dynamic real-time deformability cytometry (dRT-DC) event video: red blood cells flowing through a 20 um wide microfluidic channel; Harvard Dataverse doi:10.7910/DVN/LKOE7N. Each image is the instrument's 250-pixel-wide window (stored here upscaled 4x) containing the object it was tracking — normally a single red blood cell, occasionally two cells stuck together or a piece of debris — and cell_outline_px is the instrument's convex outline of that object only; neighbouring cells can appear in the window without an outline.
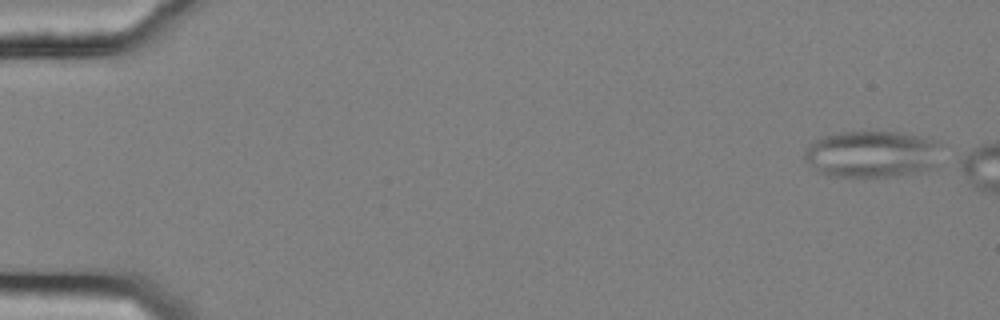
{"species": "common noctule bat (a hibernating species)", "species_latin": "Nyctalus noctula", "temperature_condition": "cold", "stored_images_in_passage": 3, "camera_frame_rate_fps": 3000, "um_per_image_px": 0.085, "animal": {"sex": "female", "body_mass_g": 25.1}, "frame": {"image": 1, "passage_image": 1, "time_ms": 0.0, "image_size_px": [1000, 320], "cell_outline_px": [[940, 144], [936, 168], [920, 172], [896, 176], [828, 176], [816, 172], [804, 156], [804, 152], [808, 144], [824, 136], [840, 132], [900, 132], [940, 140]], "centroid_in_image_um": [74.15, 13.1], "position_along_channel_um": 10.8, "area_um2": 37.63}}